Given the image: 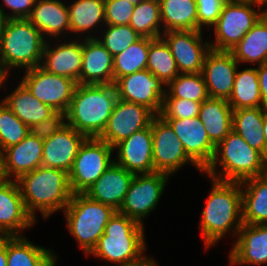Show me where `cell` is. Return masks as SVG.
<instances>
[{"instance_id": "47", "label": "cell", "mask_w": 267, "mask_h": 266, "mask_svg": "<svg viewBox=\"0 0 267 266\" xmlns=\"http://www.w3.org/2000/svg\"><path fill=\"white\" fill-rule=\"evenodd\" d=\"M260 84V93L263 101V108H267V63L256 68Z\"/></svg>"}, {"instance_id": "55", "label": "cell", "mask_w": 267, "mask_h": 266, "mask_svg": "<svg viewBox=\"0 0 267 266\" xmlns=\"http://www.w3.org/2000/svg\"><path fill=\"white\" fill-rule=\"evenodd\" d=\"M6 79V77H4L1 72H0V86L2 85L3 81Z\"/></svg>"}, {"instance_id": "44", "label": "cell", "mask_w": 267, "mask_h": 266, "mask_svg": "<svg viewBox=\"0 0 267 266\" xmlns=\"http://www.w3.org/2000/svg\"><path fill=\"white\" fill-rule=\"evenodd\" d=\"M228 0H196L198 15V30L202 25L214 26L220 17L221 10Z\"/></svg>"}, {"instance_id": "52", "label": "cell", "mask_w": 267, "mask_h": 266, "mask_svg": "<svg viewBox=\"0 0 267 266\" xmlns=\"http://www.w3.org/2000/svg\"><path fill=\"white\" fill-rule=\"evenodd\" d=\"M135 266H157V265L155 264V262L153 260L147 259L143 263H140V264L135 265Z\"/></svg>"}, {"instance_id": "32", "label": "cell", "mask_w": 267, "mask_h": 266, "mask_svg": "<svg viewBox=\"0 0 267 266\" xmlns=\"http://www.w3.org/2000/svg\"><path fill=\"white\" fill-rule=\"evenodd\" d=\"M55 260L50 250L20 236H7V266H55Z\"/></svg>"}, {"instance_id": "3", "label": "cell", "mask_w": 267, "mask_h": 266, "mask_svg": "<svg viewBox=\"0 0 267 266\" xmlns=\"http://www.w3.org/2000/svg\"><path fill=\"white\" fill-rule=\"evenodd\" d=\"M143 225L115 211L110 217L104 234L98 239L90 254L118 263L117 266H135L147 260Z\"/></svg>"}, {"instance_id": "14", "label": "cell", "mask_w": 267, "mask_h": 266, "mask_svg": "<svg viewBox=\"0 0 267 266\" xmlns=\"http://www.w3.org/2000/svg\"><path fill=\"white\" fill-rule=\"evenodd\" d=\"M118 99L144 105L159 114L166 94L164 83L145 69L120 77L115 83Z\"/></svg>"}, {"instance_id": "26", "label": "cell", "mask_w": 267, "mask_h": 266, "mask_svg": "<svg viewBox=\"0 0 267 266\" xmlns=\"http://www.w3.org/2000/svg\"><path fill=\"white\" fill-rule=\"evenodd\" d=\"M232 113L227 99L209 97L201 104L198 118L215 146L232 131Z\"/></svg>"}, {"instance_id": "12", "label": "cell", "mask_w": 267, "mask_h": 266, "mask_svg": "<svg viewBox=\"0 0 267 266\" xmlns=\"http://www.w3.org/2000/svg\"><path fill=\"white\" fill-rule=\"evenodd\" d=\"M155 113L144 105L117 99L112 114L98 137L114 147L133 133L151 125Z\"/></svg>"}, {"instance_id": "4", "label": "cell", "mask_w": 267, "mask_h": 266, "mask_svg": "<svg viewBox=\"0 0 267 266\" xmlns=\"http://www.w3.org/2000/svg\"><path fill=\"white\" fill-rule=\"evenodd\" d=\"M213 188L202 212L201 230L206 247L215 244L235 223V234L243 225L241 182L212 178Z\"/></svg>"}, {"instance_id": "49", "label": "cell", "mask_w": 267, "mask_h": 266, "mask_svg": "<svg viewBox=\"0 0 267 266\" xmlns=\"http://www.w3.org/2000/svg\"><path fill=\"white\" fill-rule=\"evenodd\" d=\"M7 179L4 171V158L3 154L0 152V184L5 182Z\"/></svg>"}, {"instance_id": "37", "label": "cell", "mask_w": 267, "mask_h": 266, "mask_svg": "<svg viewBox=\"0 0 267 266\" xmlns=\"http://www.w3.org/2000/svg\"><path fill=\"white\" fill-rule=\"evenodd\" d=\"M70 30L86 31L102 20L105 22L104 0H77L68 7Z\"/></svg>"}, {"instance_id": "40", "label": "cell", "mask_w": 267, "mask_h": 266, "mask_svg": "<svg viewBox=\"0 0 267 266\" xmlns=\"http://www.w3.org/2000/svg\"><path fill=\"white\" fill-rule=\"evenodd\" d=\"M30 134L29 127L3 103L0 104V152L21 142Z\"/></svg>"}, {"instance_id": "5", "label": "cell", "mask_w": 267, "mask_h": 266, "mask_svg": "<svg viewBox=\"0 0 267 266\" xmlns=\"http://www.w3.org/2000/svg\"><path fill=\"white\" fill-rule=\"evenodd\" d=\"M45 43L41 32L28 19H5L0 37L1 74L7 77L8 67L28 70L40 66Z\"/></svg>"}, {"instance_id": "13", "label": "cell", "mask_w": 267, "mask_h": 266, "mask_svg": "<svg viewBox=\"0 0 267 266\" xmlns=\"http://www.w3.org/2000/svg\"><path fill=\"white\" fill-rule=\"evenodd\" d=\"M153 139L154 172L172 174L184 163L191 161L203 171L185 152L170 124L156 114L151 122Z\"/></svg>"}, {"instance_id": "9", "label": "cell", "mask_w": 267, "mask_h": 266, "mask_svg": "<svg viewBox=\"0 0 267 266\" xmlns=\"http://www.w3.org/2000/svg\"><path fill=\"white\" fill-rule=\"evenodd\" d=\"M256 2L228 0L221 10L215 28L216 42L210 49L231 51L253 27L257 20L267 11L256 12L252 6Z\"/></svg>"}, {"instance_id": "38", "label": "cell", "mask_w": 267, "mask_h": 266, "mask_svg": "<svg viewBox=\"0 0 267 266\" xmlns=\"http://www.w3.org/2000/svg\"><path fill=\"white\" fill-rule=\"evenodd\" d=\"M160 5L158 0H144L134 6L129 25L141 36L151 39L162 37Z\"/></svg>"}, {"instance_id": "6", "label": "cell", "mask_w": 267, "mask_h": 266, "mask_svg": "<svg viewBox=\"0 0 267 266\" xmlns=\"http://www.w3.org/2000/svg\"><path fill=\"white\" fill-rule=\"evenodd\" d=\"M221 153H219L220 151ZM218 154H221L220 164L223 168L221 177L216 176ZM211 178L221 181L242 182L266 174L265 157L250 147L245 140L233 130L215 148V154L203 171Z\"/></svg>"}, {"instance_id": "25", "label": "cell", "mask_w": 267, "mask_h": 266, "mask_svg": "<svg viewBox=\"0 0 267 266\" xmlns=\"http://www.w3.org/2000/svg\"><path fill=\"white\" fill-rule=\"evenodd\" d=\"M83 43L70 42L57 45V48L50 49L45 43L43 50V65H40L47 72L73 79L77 82L80 79L82 68Z\"/></svg>"}, {"instance_id": "28", "label": "cell", "mask_w": 267, "mask_h": 266, "mask_svg": "<svg viewBox=\"0 0 267 266\" xmlns=\"http://www.w3.org/2000/svg\"><path fill=\"white\" fill-rule=\"evenodd\" d=\"M265 116L264 108H242L233 110L232 113V130L264 157H266V142L263 135Z\"/></svg>"}, {"instance_id": "1", "label": "cell", "mask_w": 267, "mask_h": 266, "mask_svg": "<svg viewBox=\"0 0 267 266\" xmlns=\"http://www.w3.org/2000/svg\"><path fill=\"white\" fill-rule=\"evenodd\" d=\"M117 99L115 84H77L65 113L66 124L87 138H98Z\"/></svg>"}, {"instance_id": "42", "label": "cell", "mask_w": 267, "mask_h": 266, "mask_svg": "<svg viewBox=\"0 0 267 266\" xmlns=\"http://www.w3.org/2000/svg\"><path fill=\"white\" fill-rule=\"evenodd\" d=\"M202 103L181 98H163L158 116L162 119L197 117Z\"/></svg>"}, {"instance_id": "8", "label": "cell", "mask_w": 267, "mask_h": 266, "mask_svg": "<svg viewBox=\"0 0 267 266\" xmlns=\"http://www.w3.org/2000/svg\"><path fill=\"white\" fill-rule=\"evenodd\" d=\"M114 148L100 138H86L80 146L69 174L72 193H85L113 164Z\"/></svg>"}, {"instance_id": "21", "label": "cell", "mask_w": 267, "mask_h": 266, "mask_svg": "<svg viewBox=\"0 0 267 266\" xmlns=\"http://www.w3.org/2000/svg\"><path fill=\"white\" fill-rule=\"evenodd\" d=\"M86 38L78 84H114L112 54L94 36Z\"/></svg>"}, {"instance_id": "10", "label": "cell", "mask_w": 267, "mask_h": 266, "mask_svg": "<svg viewBox=\"0 0 267 266\" xmlns=\"http://www.w3.org/2000/svg\"><path fill=\"white\" fill-rule=\"evenodd\" d=\"M22 83L40 102L56 112L66 113L77 82L73 79L47 72L41 66L28 69Z\"/></svg>"}, {"instance_id": "35", "label": "cell", "mask_w": 267, "mask_h": 266, "mask_svg": "<svg viewBox=\"0 0 267 266\" xmlns=\"http://www.w3.org/2000/svg\"><path fill=\"white\" fill-rule=\"evenodd\" d=\"M153 40L142 37L139 41L131 44L125 51L113 56L114 83L120 77L146 69L148 50Z\"/></svg>"}, {"instance_id": "41", "label": "cell", "mask_w": 267, "mask_h": 266, "mask_svg": "<svg viewBox=\"0 0 267 266\" xmlns=\"http://www.w3.org/2000/svg\"><path fill=\"white\" fill-rule=\"evenodd\" d=\"M142 37L130 25H108L103 40L98 41L115 56Z\"/></svg>"}, {"instance_id": "2", "label": "cell", "mask_w": 267, "mask_h": 266, "mask_svg": "<svg viewBox=\"0 0 267 266\" xmlns=\"http://www.w3.org/2000/svg\"><path fill=\"white\" fill-rule=\"evenodd\" d=\"M16 182L26 211L33 219L36 209L43 213L44 218L56 210L65 209L73 195L69 174L62 169L40 166L23 174Z\"/></svg>"}, {"instance_id": "51", "label": "cell", "mask_w": 267, "mask_h": 266, "mask_svg": "<svg viewBox=\"0 0 267 266\" xmlns=\"http://www.w3.org/2000/svg\"><path fill=\"white\" fill-rule=\"evenodd\" d=\"M263 135H264V139L266 142V155H267V115L265 116L264 119V124H263Z\"/></svg>"}, {"instance_id": "11", "label": "cell", "mask_w": 267, "mask_h": 266, "mask_svg": "<svg viewBox=\"0 0 267 266\" xmlns=\"http://www.w3.org/2000/svg\"><path fill=\"white\" fill-rule=\"evenodd\" d=\"M169 175L162 172L135 174L118 212L142 225L141 219L153 210L159 201Z\"/></svg>"}, {"instance_id": "18", "label": "cell", "mask_w": 267, "mask_h": 266, "mask_svg": "<svg viewBox=\"0 0 267 266\" xmlns=\"http://www.w3.org/2000/svg\"><path fill=\"white\" fill-rule=\"evenodd\" d=\"M87 137L65 124L43 140L42 166L62 169L69 173L80 146Z\"/></svg>"}, {"instance_id": "15", "label": "cell", "mask_w": 267, "mask_h": 266, "mask_svg": "<svg viewBox=\"0 0 267 266\" xmlns=\"http://www.w3.org/2000/svg\"><path fill=\"white\" fill-rule=\"evenodd\" d=\"M201 33L199 30L164 31L166 39H162L169 46L179 73L191 74L202 71L204 58L210 50V44L202 45Z\"/></svg>"}, {"instance_id": "27", "label": "cell", "mask_w": 267, "mask_h": 266, "mask_svg": "<svg viewBox=\"0 0 267 266\" xmlns=\"http://www.w3.org/2000/svg\"><path fill=\"white\" fill-rule=\"evenodd\" d=\"M3 103L29 128L56 112L34 97L22 82L3 100Z\"/></svg>"}, {"instance_id": "56", "label": "cell", "mask_w": 267, "mask_h": 266, "mask_svg": "<svg viewBox=\"0 0 267 266\" xmlns=\"http://www.w3.org/2000/svg\"><path fill=\"white\" fill-rule=\"evenodd\" d=\"M265 168H266V174H267V155L265 157Z\"/></svg>"}, {"instance_id": "31", "label": "cell", "mask_w": 267, "mask_h": 266, "mask_svg": "<svg viewBox=\"0 0 267 266\" xmlns=\"http://www.w3.org/2000/svg\"><path fill=\"white\" fill-rule=\"evenodd\" d=\"M230 52L237 62L267 63V11Z\"/></svg>"}, {"instance_id": "24", "label": "cell", "mask_w": 267, "mask_h": 266, "mask_svg": "<svg viewBox=\"0 0 267 266\" xmlns=\"http://www.w3.org/2000/svg\"><path fill=\"white\" fill-rule=\"evenodd\" d=\"M2 154L7 179L14 174L17 180L23 174L42 166L43 139L29 134L18 144L6 148Z\"/></svg>"}, {"instance_id": "19", "label": "cell", "mask_w": 267, "mask_h": 266, "mask_svg": "<svg viewBox=\"0 0 267 266\" xmlns=\"http://www.w3.org/2000/svg\"><path fill=\"white\" fill-rule=\"evenodd\" d=\"M118 161L115 162L134 175L154 172L151 125L116 144Z\"/></svg>"}, {"instance_id": "23", "label": "cell", "mask_w": 267, "mask_h": 266, "mask_svg": "<svg viewBox=\"0 0 267 266\" xmlns=\"http://www.w3.org/2000/svg\"><path fill=\"white\" fill-rule=\"evenodd\" d=\"M230 254L231 265L267 263V224H244Z\"/></svg>"}, {"instance_id": "50", "label": "cell", "mask_w": 267, "mask_h": 266, "mask_svg": "<svg viewBox=\"0 0 267 266\" xmlns=\"http://www.w3.org/2000/svg\"><path fill=\"white\" fill-rule=\"evenodd\" d=\"M7 14L5 15V12H3V9L0 7V37H1V31L4 24L5 19H7Z\"/></svg>"}, {"instance_id": "16", "label": "cell", "mask_w": 267, "mask_h": 266, "mask_svg": "<svg viewBox=\"0 0 267 266\" xmlns=\"http://www.w3.org/2000/svg\"><path fill=\"white\" fill-rule=\"evenodd\" d=\"M237 64L230 51L210 49L206 53L201 74L210 98L229 99L238 71Z\"/></svg>"}, {"instance_id": "17", "label": "cell", "mask_w": 267, "mask_h": 266, "mask_svg": "<svg viewBox=\"0 0 267 266\" xmlns=\"http://www.w3.org/2000/svg\"><path fill=\"white\" fill-rule=\"evenodd\" d=\"M163 120L170 124L187 155L204 171L214 157L216 146L210 141L198 116Z\"/></svg>"}, {"instance_id": "46", "label": "cell", "mask_w": 267, "mask_h": 266, "mask_svg": "<svg viewBox=\"0 0 267 266\" xmlns=\"http://www.w3.org/2000/svg\"><path fill=\"white\" fill-rule=\"evenodd\" d=\"M5 5L13 10L7 19H28L36 0H3Z\"/></svg>"}, {"instance_id": "20", "label": "cell", "mask_w": 267, "mask_h": 266, "mask_svg": "<svg viewBox=\"0 0 267 266\" xmlns=\"http://www.w3.org/2000/svg\"><path fill=\"white\" fill-rule=\"evenodd\" d=\"M33 222L35 219L26 211L16 180L9 179L0 184V232L2 236H20L19 230L31 226Z\"/></svg>"}, {"instance_id": "53", "label": "cell", "mask_w": 267, "mask_h": 266, "mask_svg": "<svg viewBox=\"0 0 267 266\" xmlns=\"http://www.w3.org/2000/svg\"><path fill=\"white\" fill-rule=\"evenodd\" d=\"M247 1H251V2H256L258 3V5H264L267 3V0H247Z\"/></svg>"}, {"instance_id": "45", "label": "cell", "mask_w": 267, "mask_h": 266, "mask_svg": "<svg viewBox=\"0 0 267 266\" xmlns=\"http://www.w3.org/2000/svg\"><path fill=\"white\" fill-rule=\"evenodd\" d=\"M64 118L65 113L55 112L52 116L44 119L42 122L33 124L29 128L30 134L43 140L49 138L66 124V121H63Z\"/></svg>"}, {"instance_id": "33", "label": "cell", "mask_w": 267, "mask_h": 266, "mask_svg": "<svg viewBox=\"0 0 267 266\" xmlns=\"http://www.w3.org/2000/svg\"><path fill=\"white\" fill-rule=\"evenodd\" d=\"M164 31L198 30L196 0H158Z\"/></svg>"}, {"instance_id": "43", "label": "cell", "mask_w": 267, "mask_h": 266, "mask_svg": "<svg viewBox=\"0 0 267 266\" xmlns=\"http://www.w3.org/2000/svg\"><path fill=\"white\" fill-rule=\"evenodd\" d=\"M105 25H129L134 4L127 0H104Z\"/></svg>"}, {"instance_id": "54", "label": "cell", "mask_w": 267, "mask_h": 266, "mask_svg": "<svg viewBox=\"0 0 267 266\" xmlns=\"http://www.w3.org/2000/svg\"><path fill=\"white\" fill-rule=\"evenodd\" d=\"M127 1L133 3L134 5H137L139 2L144 0H127Z\"/></svg>"}, {"instance_id": "36", "label": "cell", "mask_w": 267, "mask_h": 266, "mask_svg": "<svg viewBox=\"0 0 267 266\" xmlns=\"http://www.w3.org/2000/svg\"><path fill=\"white\" fill-rule=\"evenodd\" d=\"M146 69L167 86L179 75L177 63L162 37L150 43Z\"/></svg>"}, {"instance_id": "39", "label": "cell", "mask_w": 267, "mask_h": 266, "mask_svg": "<svg viewBox=\"0 0 267 266\" xmlns=\"http://www.w3.org/2000/svg\"><path fill=\"white\" fill-rule=\"evenodd\" d=\"M168 85L171 91L166 92L164 98H181L199 103H203L209 98L207 86L201 72L181 73Z\"/></svg>"}, {"instance_id": "29", "label": "cell", "mask_w": 267, "mask_h": 266, "mask_svg": "<svg viewBox=\"0 0 267 266\" xmlns=\"http://www.w3.org/2000/svg\"><path fill=\"white\" fill-rule=\"evenodd\" d=\"M28 20L41 32L50 36H57L64 29L70 30L69 11L59 0H39ZM44 33V34H43Z\"/></svg>"}, {"instance_id": "34", "label": "cell", "mask_w": 267, "mask_h": 266, "mask_svg": "<svg viewBox=\"0 0 267 266\" xmlns=\"http://www.w3.org/2000/svg\"><path fill=\"white\" fill-rule=\"evenodd\" d=\"M228 103L233 110L242 108H263L256 68H249L241 72H236L233 91L228 99Z\"/></svg>"}, {"instance_id": "48", "label": "cell", "mask_w": 267, "mask_h": 266, "mask_svg": "<svg viewBox=\"0 0 267 266\" xmlns=\"http://www.w3.org/2000/svg\"><path fill=\"white\" fill-rule=\"evenodd\" d=\"M0 266H7V236H0Z\"/></svg>"}, {"instance_id": "22", "label": "cell", "mask_w": 267, "mask_h": 266, "mask_svg": "<svg viewBox=\"0 0 267 266\" xmlns=\"http://www.w3.org/2000/svg\"><path fill=\"white\" fill-rule=\"evenodd\" d=\"M134 174L115 161L103 175L84 193L90 199L111 206L118 211L128 192Z\"/></svg>"}, {"instance_id": "30", "label": "cell", "mask_w": 267, "mask_h": 266, "mask_svg": "<svg viewBox=\"0 0 267 266\" xmlns=\"http://www.w3.org/2000/svg\"><path fill=\"white\" fill-rule=\"evenodd\" d=\"M247 185L242 192V222L256 225L267 224V174L246 179ZM249 185V186H248Z\"/></svg>"}, {"instance_id": "7", "label": "cell", "mask_w": 267, "mask_h": 266, "mask_svg": "<svg viewBox=\"0 0 267 266\" xmlns=\"http://www.w3.org/2000/svg\"><path fill=\"white\" fill-rule=\"evenodd\" d=\"M115 211L111 206L94 201L84 193L72 195L64 209L67 226L86 254L96 246Z\"/></svg>"}]
</instances>
